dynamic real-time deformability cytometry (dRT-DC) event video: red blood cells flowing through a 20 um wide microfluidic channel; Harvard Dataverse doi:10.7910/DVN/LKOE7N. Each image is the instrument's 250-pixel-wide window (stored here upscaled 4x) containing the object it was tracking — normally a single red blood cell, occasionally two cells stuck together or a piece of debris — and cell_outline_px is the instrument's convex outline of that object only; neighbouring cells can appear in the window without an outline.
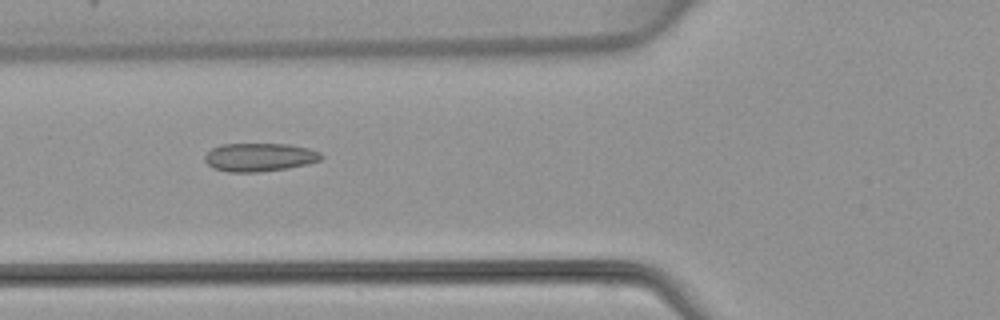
{"species": "common noctule bat (a hibernating species)", "species_latin": "Nyctalus noctula", "temperature_condition": "warm", "stored_images_in_passage": 6, "camera_frame_rate_fps": 3000, "um_per_image_px": 0.085, "animal": {"sex": "female", "body_mass_g": 22.7, "forearm_length_mm": 54.2}, "frame": {"image": 1, "passage_image": 5, "time_ms": 5.667, "image_size_px": [1000, 320], "cell_outline_px": [[324, 156], [320, 160], [308, 164], [288, 168], [260, 172], [228, 172], [212, 168], [204, 160], [204, 156], [212, 148], [220, 144], [288, 144], [308, 148], [320, 152]], "centroid_in_image_um": [22.05, 13.37], "position_along_channel_um": 103.7, "area_um2": 19.36}}
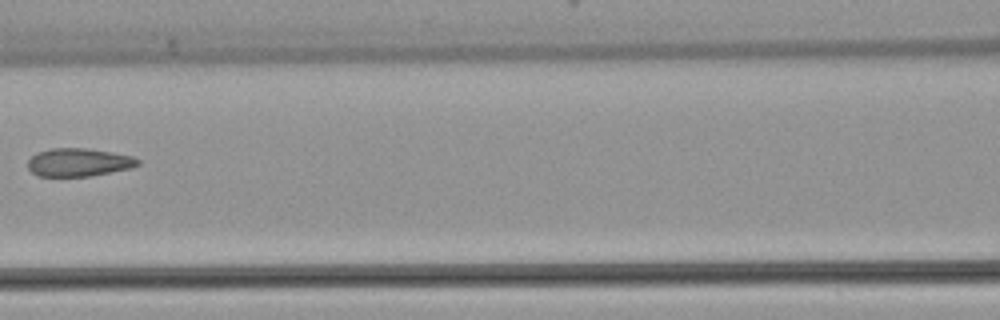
{"frame": {"image": 2, "passage_image": 6, "time_ms": 7.0, "image_size_px": [1000, 320], "cell_outline_px": [[140, 164], [132, 168], [88, 176], [36, 176], [28, 168], [28, 160], [36, 152], [52, 148], [84, 148], [112, 152], [132, 156], [140, 160]], "centroid_in_image_um": [6.68, 13.79], "position_along_channel_um": 159.9, "area_um2": 18.03}}